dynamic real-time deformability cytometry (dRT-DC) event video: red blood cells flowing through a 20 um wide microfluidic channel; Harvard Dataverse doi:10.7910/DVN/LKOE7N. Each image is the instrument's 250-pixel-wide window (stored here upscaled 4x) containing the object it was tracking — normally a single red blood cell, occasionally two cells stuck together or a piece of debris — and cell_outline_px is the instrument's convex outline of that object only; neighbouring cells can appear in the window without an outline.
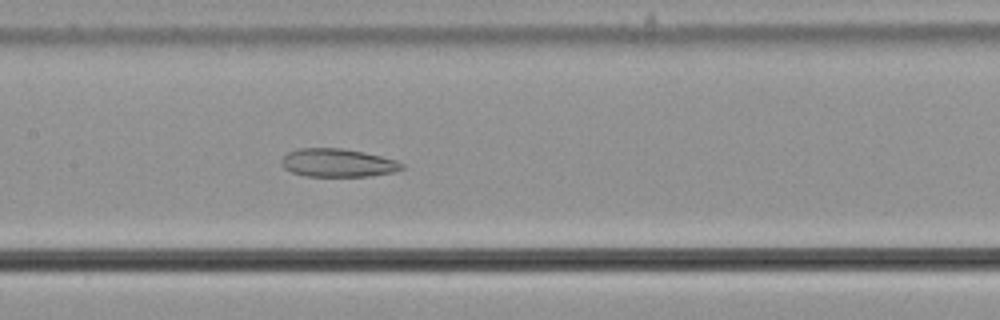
{"species": "common noctule bat (a hibernating species)", "species_latin": "Nyctalus noctula", "temperature_condition": "cold", "stored_images_in_passage": 48, "camera_frame_rate_fps": 3000, "um_per_image_px": 0.085, "animal": {"sex": "male", "body_mass_g": 21.5, "forearm_length_mm": 52.0}, "frame": {"image": 1, "passage_image": 22, "time_ms": 7.0, "image_size_px": [1000, 320], "cell_outline_px": [[404, 168], [396, 172], [368, 176], [304, 176], [292, 172], [284, 168], [280, 164], [280, 160], [288, 152], [300, 148], [340, 148], [364, 152], [396, 160], [404, 164]], "centroid_in_image_um": [28.7, 13.84], "position_along_channel_um": 178.7, "area_um2": 19.88}}
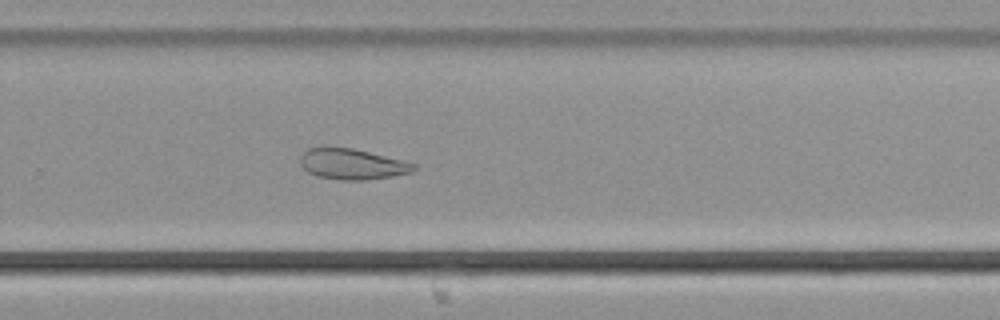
{"frame": {"image": 2, "passage_image": 32, "time_ms": 10.333, "image_size_px": [1000, 320], "cell_outline_px": [[416, 168], [412, 172], [392, 176], [368, 180], [340, 180], [320, 176], [308, 172], [300, 164], [300, 156], [308, 148], [352, 148], [416, 164]], "centroid_in_image_um": [29.93, 13.96], "position_along_channel_um": 299.9, "area_um2": 19.88}}
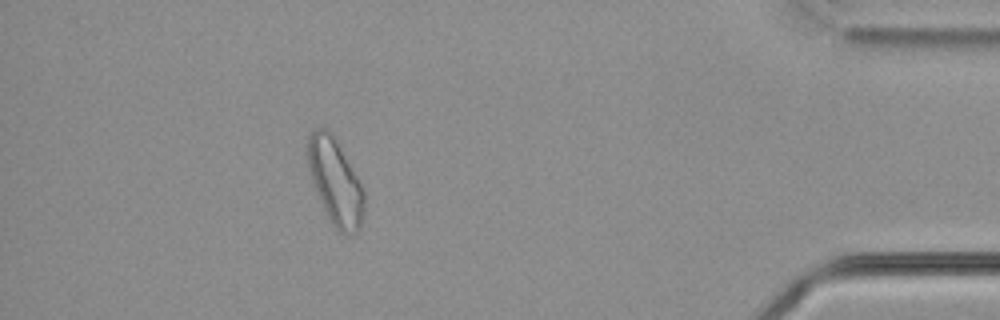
{"frame": {"image": 3, "passage_image": 45, "time_ms": 14.667, "image_size_px": [1000, 320], "cell_outline_px": [[364, 208], [360, 228], [356, 232], [348, 236], [344, 236], [332, 224], [316, 192], [312, 180], [308, 164], [308, 136], [312, 128], [328, 128], [332, 132], [364, 188]], "centroid_in_image_um": [28.51, 15.44], "position_along_channel_um": 406.7, "area_um2": 28.26}, "authors_computed_cell_mechanics": {"area_um2": 24.1315, "velocity_mm_per_s": 3.6374, "shape_relaxation_time_tau1_ms": null, "shape_relaxation_time_tau2_ms": 8.8805, "deformation_change_tau1": null, "deformation_change_tau2": 0.1491}}